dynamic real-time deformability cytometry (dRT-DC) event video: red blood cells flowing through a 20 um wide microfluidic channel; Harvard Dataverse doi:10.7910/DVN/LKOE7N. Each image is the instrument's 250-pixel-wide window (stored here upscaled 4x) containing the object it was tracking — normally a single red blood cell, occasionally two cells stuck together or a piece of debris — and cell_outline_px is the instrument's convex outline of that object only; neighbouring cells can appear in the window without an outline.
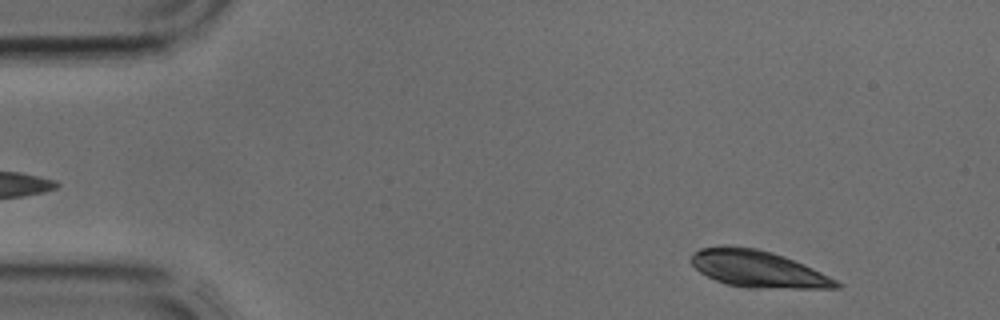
{"species": "common noctule bat (a hibernating species)", "species_latin": "Nyctalus noctula", "temperature_condition": "cold", "stored_images_in_passage": 10, "camera_frame_rate_fps": 3000, "um_per_image_px": 0.085, "animal": {"sex": "male", "body_mass_g": 17.9, "forearm_length_mm": 54.2}, "frame": {"image": 1, "passage_image": 2, "time_ms": 0.333, "image_size_px": [1000, 320], "cell_outline_px": [[844, 284], [840, 288], [744, 288], [728, 284], [716, 280], [700, 272], [688, 260], [700, 248], [756, 248], [772, 252], [784, 256], [804, 264]], "centroid_in_image_um": [64.48, 22.9], "position_along_channel_um": 20.5, "area_um2": 30.46}}
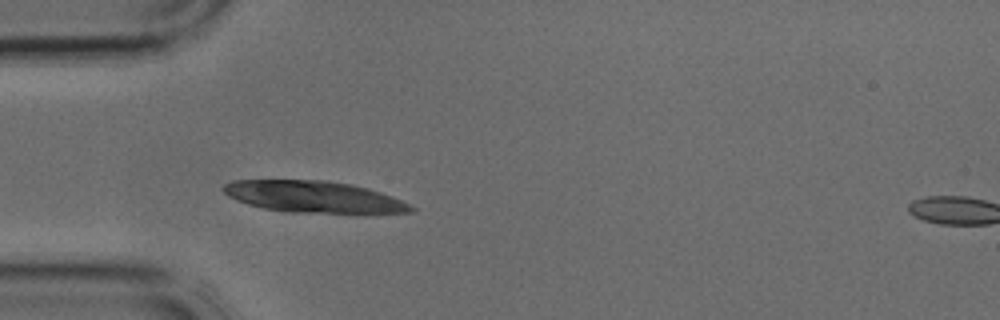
{"frame": {"image": 2, "passage_image": 9, "time_ms": 2.667, "image_size_px": [1000, 320], "cell_outline_px": [[416, 208], [412, 212], [284, 212], [264, 208], [248, 204], [236, 200], [228, 196], [220, 188], [224, 184], [232, 180], [328, 180], [352, 184], [368, 188], [392, 196]], "centroid_in_image_um": [26.59, 16.71], "position_along_channel_um": 58.4, "area_um2": 34.22}}